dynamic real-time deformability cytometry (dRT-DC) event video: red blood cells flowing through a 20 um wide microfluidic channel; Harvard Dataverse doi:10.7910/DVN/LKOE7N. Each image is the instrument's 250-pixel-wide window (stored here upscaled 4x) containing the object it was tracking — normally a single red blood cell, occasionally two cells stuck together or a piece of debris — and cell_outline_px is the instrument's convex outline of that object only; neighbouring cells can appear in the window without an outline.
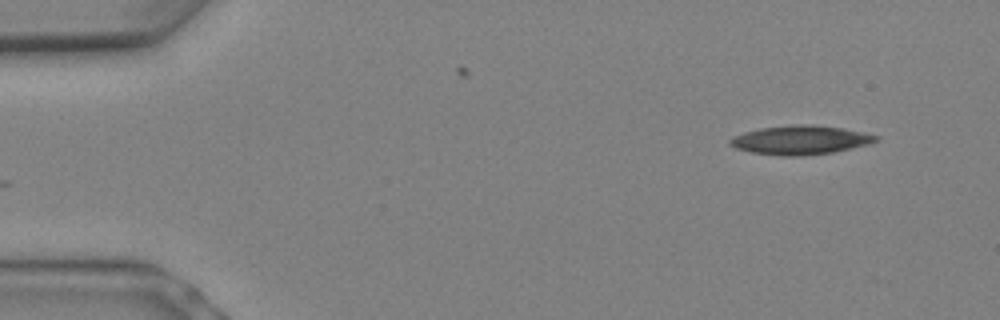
{"species": "Egyptian fruit bat (a non-hibernating species)", "species_latin": "Rousettus aegyptiacus", "temperature_condition": "warm", "stored_images_in_passage": 3, "camera_frame_rate_fps": 3000, "um_per_image_px": 0.085, "animal": {"sex": "female"}, "frame": {"image": 1, "passage_image": 3, "time_ms": 0.667, "image_size_px": [1000, 320], "cell_outline_px": [[880, 140], [868, 144], [832, 152], [800, 156], [780, 156], [752, 152], [736, 148], [728, 144], [728, 140], [732, 136], [744, 132], [760, 128], [792, 124], [812, 124], [840, 128], [880, 136]], "centroid_in_image_um": [67.99, 11.9], "position_along_channel_um": 17.0, "area_um2": 24.57}}